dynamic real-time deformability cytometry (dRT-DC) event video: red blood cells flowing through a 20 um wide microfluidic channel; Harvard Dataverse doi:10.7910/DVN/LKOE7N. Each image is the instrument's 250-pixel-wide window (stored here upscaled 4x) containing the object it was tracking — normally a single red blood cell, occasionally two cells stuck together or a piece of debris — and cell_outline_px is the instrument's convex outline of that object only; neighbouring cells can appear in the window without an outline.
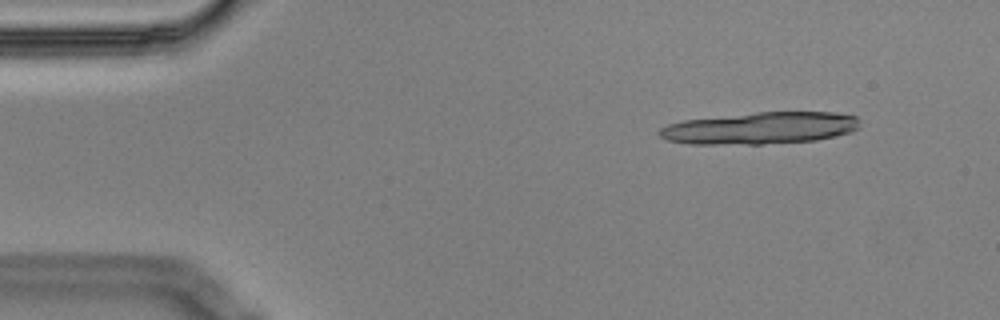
{"species": "Egyptian fruit bat (a non-hibernating species)", "species_latin": "Rousettus aegyptiacus", "temperature_condition": "cold", "stored_images_in_passage": 7, "camera_frame_rate_fps": 3000, "um_per_image_px": 0.085, "animal": {"sex": "male"}, "frame": {"image": 1, "passage_image": 2, "time_ms": 0.333, "image_size_px": [1000, 320], "cell_outline_px": [[860, 128], [852, 132], [836, 136], [816, 140], [760, 144], [688, 144], [668, 140], [660, 136], [656, 132], [660, 128], [668, 124], [684, 120], [756, 112], [836, 112], [856, 116], [860, 120]], "centroid_in_image_um": [64.65, 10.89], "position_along_channel_um": 20.3, "area_um2": 37.57}}
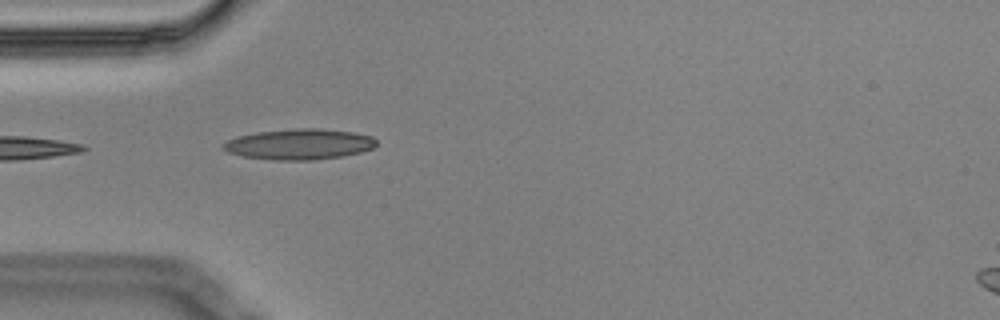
{"frame": {"image": 2, "passage_image": 5, "time_ms": 1.333, "image_size_px": [1000, 320], "cell_outline_px": [[376, 144], [372, 148], [360, 152], [344, 156], [312, 160], [276, 160], [240, 156], [228, 152], [220, 148], [228, 140], [236, 136], [256, 132], [296, 128], [320, 128], [352, 132], [372, 136], [376, 140]], "centroid_in_image_um": [25.41, 12.26], "position_along_channel_um": 59.6, "area_um2": 27.46}}
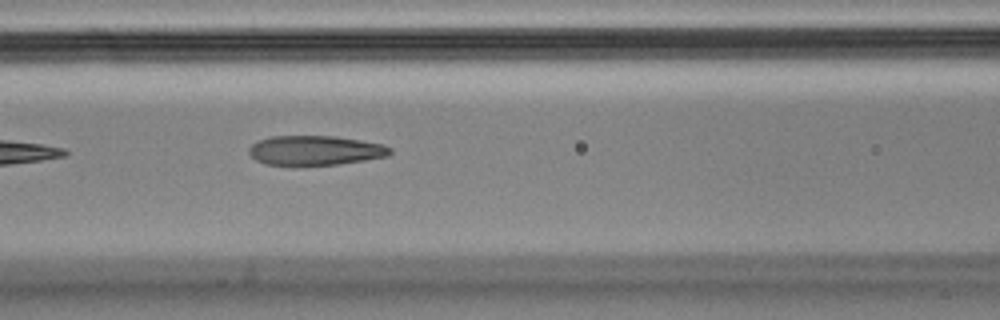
{"frame": {"image": 3, "passage_image": 7, "time_ms": 2.0, "image_size_px": [1000, 320], "cell_outline_px": [[392, 152], [388, 156], [364, 160], [336, 164], [268, 164], [256, 160], [248, 152], [248, 148], [252, 144], [260, 140], [272, 136], [336, 136], [384, 144], [392, 148]], "centroid_in_image_um": [26.83, 12.76], "position_along_channel_um": 139.8, "area_um2": 23.99}}